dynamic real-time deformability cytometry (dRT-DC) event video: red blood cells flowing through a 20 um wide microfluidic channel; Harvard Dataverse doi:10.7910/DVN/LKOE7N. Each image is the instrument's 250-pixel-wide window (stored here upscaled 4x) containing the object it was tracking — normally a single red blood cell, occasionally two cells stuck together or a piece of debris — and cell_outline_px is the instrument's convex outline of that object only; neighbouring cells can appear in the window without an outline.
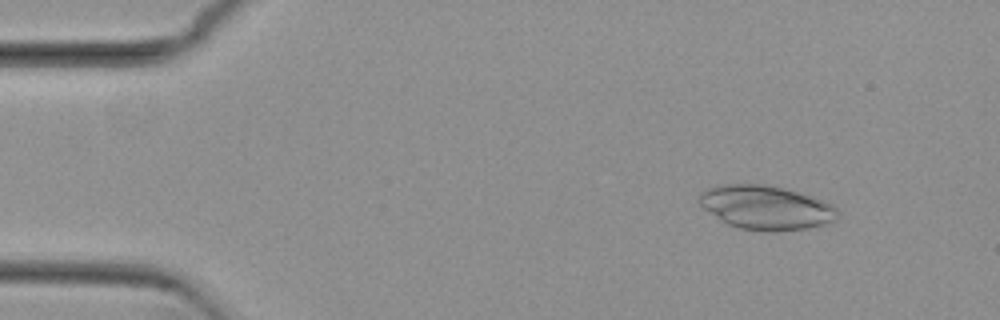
{"species": "common noctule bat (a hibernating species)", "species_latin": "Nyctalus noctula", "temperature_condition": "cold", "stored_images_in_passage": 53, "camera_frame_rate_fps": 3000, "um_per_image_px": 0.085, "animal": {"sex": "female", "body_mass_g": 29.2, "forearm_length_mm": 56.3}, "frame": {"image": 1, "passage_image": 6, "time_ms": 1.667, "image_size_px": [1000, 320], "cell_outline_px": [[840, 212], [836, 220], [824, 224], [808, 228], [776, 232], [764, 232], [736, 228], [728, 224], [704, 208], [700, 204], [700, 192], [704, 188], [716, 184], [760, 184], [780, 188], [796, 192], [832, 204]], "centroid_in_image_um": [65.08, 17.65], "position_along_channel_um": 19.9, "area_um2": 35.43}}
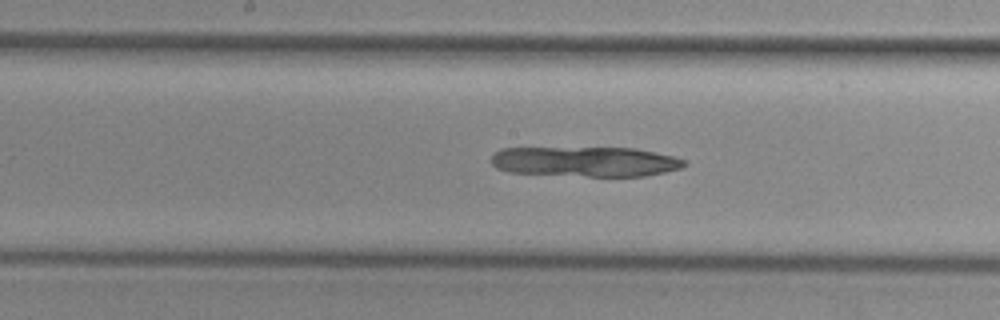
{"frame": {"image": 2, "passage_image": 27, "time_ms": 8.667, "image_size_px": [1000, 320], "cell_outline_px": [[688, 164], [684, 168], [644, 176], [588, 176], [508, 172], [496, 168], [492, 164], [492, 152], [500, 148], [636, 148], [672, 156], [684, 160]], "centroid_in_image_um": [49.75, 13.73], "position_along_channel_um": 198.5, "area_um2": 33.81}}